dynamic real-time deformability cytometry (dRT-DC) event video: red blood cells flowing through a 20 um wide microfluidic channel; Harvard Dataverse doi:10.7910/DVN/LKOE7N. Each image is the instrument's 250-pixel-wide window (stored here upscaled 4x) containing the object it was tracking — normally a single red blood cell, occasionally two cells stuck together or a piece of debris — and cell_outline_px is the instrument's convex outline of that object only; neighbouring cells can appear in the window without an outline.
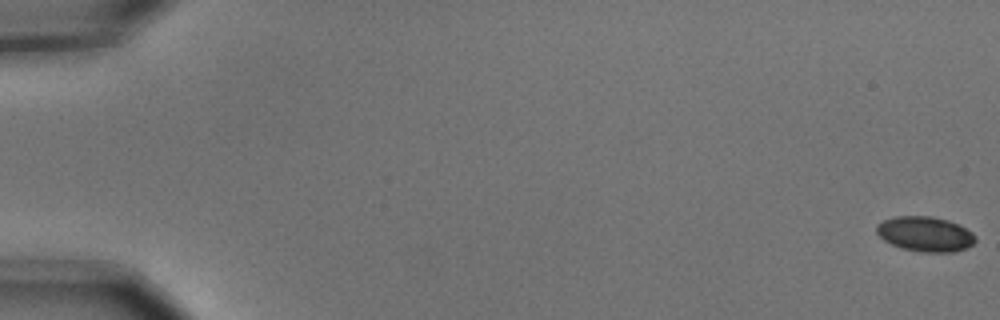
{"species": "common noctule bat (a hibernating species)", "species_latin": "Nyctalus noctula", "temperature_condition": "cold", "stored_images_in_passage": 6, "camera_frame_rate_fps": 3000, "um_per_image_px": 0.085, "animal": {"sex": "male", "body_mass_g": 15.6}, "frame": {"image": 1, "passage_image": 1, "time_ms": 0.0, "image_size_px": [1000, 320], "cell_outline_px": [[976, 240], [972, 244], [964, 248], [952, 252], [920, 252], [904, 248], [892, 244], [884, 240], [876, 232], [876, 224], [884, 220], [896, 216], [932, 216], [948, 220], [960, 224], [972, 232], [976, 236]], "centroid_in_image_um": [78.65, 19.88], "position_along_channel_um": 6.3, "area_um2": 20.11}}
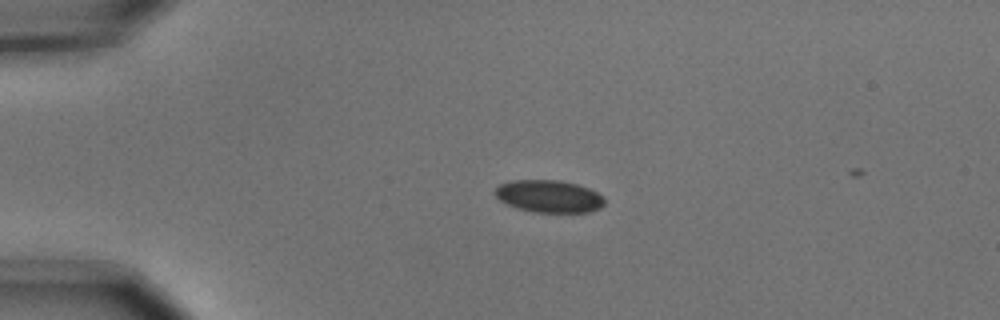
{"frame": {"image": 2, "passage_image": 4, "time_ms": 1.0, "image_size_px": [1000, 320], "cell_outline_px": [[604, 204], [600, 208], [588, 212], [532, 212], [516, 208], [500, 200], [492, 192], [500, 184], [512, 180], [560, 180], [576, 184], [588, 188], [604, 196]], "centroid_in_image_um": [46.65, 16.68], "position_along_channel_um": 38.4, "area_um2": 20.69}}